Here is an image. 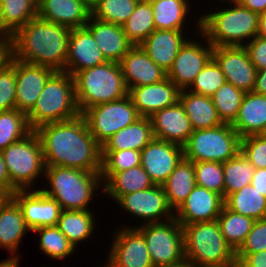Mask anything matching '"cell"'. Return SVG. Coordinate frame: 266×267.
<instances>
[{
    "label": "cell",
    "mask_w": 266,
    "mask_h": 267,
    "mask_svg": "<svg viewBox=\"0 0 266 267\" xmlns=\"http://www.w3.org/2000/svg\"><path fill=\"white\" fill-rule=\"evenodd\" d=\"M258 135L261 136L263 139H266V124Z\"/></svg>",
    "instance_id": "63"
},
{
    "label": "cell",
    "mask_w": 266,
    "mask_h": 267,
    "mask_svg": "<svg viewBox=\"0 0 266 267\" xmlns=\"http://www.w3.org/2000/svg\"><path fill=\"white\" fill-rule=\"evenodd\" d=\"M184 32L155 29L140 46L158 66L168 72L178 51L190 38L185 36Z\"/></svg>",
    "instance_id": "26"
},
{
    "label": "cell",
    "mask_w": 266,
    "mask_h": 267,
    "mask_svg": "<svg viewBox=\"0 0 266 267\" xmlns=\"http://www.w3.org/2000/svg\"><path fill=\"white\" fill-rule=\"evenodd\" d=\"M94 215L95 213L90 210H61L56 226L77 248V245L91 238L94 233L96 229Z\"/></svg>",
    "instance_id": "33"
},
{
    "label": "cell",
    "mask_w": 266,
    "mask_h": 267,
    "mask_svg": "<svg viewBox=\"0 0 266 267\" xmlns=\"http://www.w3.org/2000/svg\"><path fill=\"white\" fill-rule=\"evenodd\" d=\"M31 232L39 234V248L48 258L62 260L76 252L74 245L57 226L39 227Z\"/></svg>",
    "instance_id": "40"
},
{
    "label": "cell",
    "mask_w": 266,
    "mask_h": 267,
    "mask_svg": "<svg viewBox=\"0 0 266 267\" xmlns=\"http://www.w3.org/2000/svg\"><path fill=\"white\" fill-rule=\"evenodd\" d=\"M100 174L104 192L101 194L116 202L123 195L143 191L155 185L141 165L121 172Z\"/></svg>",
    "instance_id": "28"
},
{
    "label": "cell",
    "mask_w": 266,
    "mask_h": 267,
    "mask_svg": "<svg viewBox=\"0 0 266 267\" xmlns=\"http://www.w3.org/2000/svg\"><path fill=\"white\" fill-rule=\"evenodd\" d=\"M257 36L266 39V12L260 14L258 23V34Z\"/></svg>",
    "instance_id": "58"
},
{
    "label": "cell",
    "mask_w": 266,
    "mask_h": 267,
    "mask_svg": "<svg viewBox=\"0 0 266 267\" xmlns=\"http://www.w3.org/2000/svg\"><path fill=\"white\" fill-rule=\"evenodd\" d=\"M241 138L231 124L194 130L183 145L184 158L192 162L223 163L240 152Z\"/></svg>",
    "instance_id": "9"
},
{
    "label": "cell",
    "mask_w": 266,
    "mask_h": 267,
    "mask_svg": "<svg viewBox=\"0 0 266 267\" xmlns=\"http://www.w3.org/2000/svg\"><path fill=\"white\" fill-rule=\"evenodd\" d=\"M82 115L90 134L101 146L116 132L141 117L129 95L116 101L89 107Z\"/></svg>",
    "instance_id": "11"
},
{
    "label": "cell",
    "mask_w": 266,
    "mask_h": 267,
    "mask_svg": "<svg viewBox=\"0 0 266 267\" xmlns=\"http://www.w3.org/2000/svg\"><path fill=\"white\" fill-rule=\"evenodd\" d=\"M101 0H83L85 5L92 11Z\"/></svg>",
    "instance_id": "62"
},
{
    "label": "cell",
    "mask_w": 266,
    "mask_h": 267,
    "mask_svg": "<svg viewBox=\"0 0 266 267\" xmlns=\"http://www.w3.org/2000/svg\"><path fill=\"white\" fill-rule=\"evenodd\" d=\"M254 171L253 165L241 152L234 158L223 162L224 199L231 193L251 184Z\"/></svg>",
    "instance_id": "38"
},
{
    "label": "cell",
    "mask_w": 266,
    "mask_h": 267,
    "mask_svg": "<svg viewBox=\"0 0 266 267\" xmlns=\"http://www.w3.org/2000/svg\"><path fill=\"white\" fill-rule=\"evenodd\" d=\"M196 32L202 37V42L196 38L187 40L180 48L174 59L172 67L167 72V77L180 89H188L194 82L196 76L212 58L213 45L200 32V18L197 17ZM206 46H205V44Z\"/></svg>",
    "instance_id": "12"
},
{
    "label": "cell",
    "mask_w": 266,
    "mask_h": 267,
    "mask_svg": "<svg viewBox=\"0 0 266 267\" xmlns=\"http://www.w3.org/2000/svg\"><path fill=\"white\" fill-rule=\"evenodd\" d=\"M257 70L266 69V39L255 36L244 46Z\"/></svg>",
    "instance_id": "50"
},
{
    "label": "cell",
    "mask_w": 266,
    "mask_h": 267,
    "mask_svg": "<svg viewBox=\"0 0 266 267\" xmlns=\"http://www.w3.org/2000/svg\"><path fill=\"white\" fill-rule=\"evenodd\" d=\"M190 0H150L153 9L155 29L182 30L188 13L191 12ZM185 24V25H184Z\"/></svg>",
    "instance_id": "34"
},
{
    "label": "cell",
    "mask_w": 266,
    "mask_h": 267,
    "mask_svg": "<svg viewBox=\"0 0 266 267\" xmlns=\"http://www.w3.org/2000/svg\"><path fill=\"white\" fill-rule=\"evenodd\" d=\"M85 27L91 32L107 61L119 63L133 47L122 25L100 21L90 16Z\"/></svg>",
    "instance_id": "25"
},
{
    "label": "cell",
    "mask_w": 266,
    "mask_h": 267,
    "mask_svg": "<svg viewBox=\"0 0 266 267\" xmlns=\"http://www.w3.org/2000/svg\"><path fill=\"white\" fill-rule=\"evenodd\" d=\"M239 3L259 15L266 12V0H239Z\"/></svg>",
    "instance_id": "55"
},
{
    "label": "cell",
    "mask_w": 266,
    "mask_h": 267,
    "mask_svg": "<svg viewBox=\"0 0 266 267\" xmlns=\"http://www.w3.org/2000/svg\"><path fill=\"white\" fill-rule=\"evenodd\" d=\"M45 166H62L101 172L102 146L90 134L82 114L66 121L39 126Z\"/></svg>",
    "instance_id": "1"
},
{
    "label": "cell",
    "mask_w": 266,
    "mask_h": 267,
    "mask_svg": "<svg viewBox=\"0 0 266 267\" xmlns=\"http://www.w3.org/2000/svg\"><path fill=\"white\" fill-rule=\"evenodd\" d=\"M122 26L133 46L140 45L155 30L150 0H139L135 10Z\"/></svg>",
    "instance_id": "36"
},
{
    "label": "cell",
    "mask_w": 266,
    "mask_h": 267,
    "mask_svg": "<svg viewBox=\"0 0 266 267\" xmlns=\"http://www.w3.org/2000/svg\"><path fill=\"white\" fill-rule=\"evenodd\" d=\"M266 124V95L253 91L245 94L239 113L231 126L240 138L258 135Z\"/></svg>",
    "instance_id": "29"
},
{
    "label": "cell",
    "mask_w": 266,
    "mask_h": 267,
    "mask_svg": "<svg viewBox=\"0 0 266 267\" xmlns=\"http://www.w3.org/2000/svg\"><path fill=\"white\" fill-rule=\"evenodd\" d=\"M76 104L80 114L87 108L116 101L128 95L119 63L107 61L73 76Z\"/></svg>",
    "instance_id": "5"
},
{
    "label": "cell",
    "mask_w": 266,
    "mask_h": 267,
    "mask_svg": "<svg viewBox=\"0 0 266 267\" xmlns=\"http://www.w3.org/2000/svg\"><path fill=\"white\" fill-rule=\"evenodd\" d=\"M100 173L62 166H45L44 178L48 180L49 187H41L40 190L56 200L62 210H90L88 205L94 201L95 191L101 189L103 193Z\"/></svg>",
    "instance_id": "3"
},
{
    "label": "cell",
    "mask_w": 266,
    "mask_h": 267,
    "mask_svg": "<svg viewBox=\"0 0 266 267\" xmlns=\"http://www.w3.org/2000/svg\"><path fill=\"white\" fill-rule=\"evenodd\" d=\"M123 227L137 228L144 235L154 267L175 265L185 260L183 228L175 218L162 223Z\"/></svg>",
    "instance_id": "10"
},
{
    "label": "cell",
    "mask_w": 266,
    "mask_h": 267,
    "mask_svg": "<svg viewBox=\"0 0 266 267\" xmlns=\"http://www.w3.org/2000/svg\"><path fill=\"white\" fill-rule=\"evenodd\" d=\"M221 1H224V0H221ZM226 1V2H225ZM224 2H222V3H230V2H239V0H225Z\"/></svg>",
    "instance_id": "65"
},
{
    "label": "cell",
    "mask_w": 266,
    "mask_h": 267,
    "mask_svg": "<svg viewBox=\"0 0 266 267\" xmlns=\"http://www.w3.org/2000/svg\"><path fill=\"white\" fill-rule=\"evenodd\" d=\"M91 10L83 0H40L37 3V17L71 29L85 27Z\"/></svg>",
    "instance_id": "24"
},
{
    "label": "cell",
    "mask_w": 266,
    "mask_h": 267,
    "mask_svg": "<svg viewBox=\"0 0 266 267\" xmlns=\"http://www.w3.org/2000/svg\"><path fill=\"white\" fill-rule=\"evenodd\" d=\"M141 151L127 149L102 151L101 173H116L140 166Z\"/></svg>",
    "instance_id": "46"
},
{
    "label": "cell",
    "mask_w": 266,
    "mask_h": 267,
    "mask_svg": "<svg viewBox=\"0 0 266 267\" xmlns=\"http://www.w3.org/2000/svg\"><path fill=\"white\" fill-rule=\"evenodd\" d=\"M112 236L107 267H154L144 235L132 227H120Z\"/></svg>",
    "instance_id": "14"
},
{
    "label": "cell",
    "mask_w": 266,
    "mask_h": 267,
    "mask_svg": "<svg viewBox=\"0 0 266 267\" xmlns=\"http://www.w3.org/2000/svg\"><path fill=\"white\" fill-rule=\"evenodd\" d=\"M0 8L3 25L12 35L37 17L35 0H0Z\"/></svg>",
    "instance_id": "39"
},
{
    "label": "cell",
    "mask_w": 266,
    "mask_h": 267,
    "mask_svg": "<svg viewBox=\"0 0 266 267\" xmlns=\"http://www.w3.org/2000/svg\"><path fill=\"white\" fill-rule=\"evenodd\" d=\"M79 114L73 77L67 72L56 71L46 82L27 119L30 128L36 130L44 124L66 121Z\"/></svg>",
    "instance_id": "6"
},
{
    "label": "cell",
    "mask_w": 266,
    "mask_h": 267,
    "mask_svg": "<svg viewBox=\"0 0 266 267\" xmlns=\"http://www.w3.org/2000/svg\"><path fill=\"white\" fill-rule=\"evenodd\" d=\"M224 206V198L213 191L196 185L181 206L174 212V218L183 226L191 223L217 220Z\"/></svg>",
    "instance_id": "19"
},
{
    "label": "cell",
    "mask_w": 266,
    "mask_h": 267,
    "mask_svg": "<svg viewBox=\"0 0 266 267\" xmlns=\"http://www.w3.org/2000/svg\"><path fill=\"white\" fill-rule=\"evenodd\" d=\"M20 256H9L0 261V267H20Z\"/></svg>",
    "instance_id": "57"
},
{
    "label": "cell",
    "mask_w": 266,
    "mask_h": 267,
    "mask_svg": "<svg viewBox=\"0 0 266 267\" xmlns=\"http://www.w3.org/2000/svg\"><path fill=\"white\" fill-rule=\"evenodd\" d=\"M16 59L0 71V112L16 106Z\"/></svg>",
    "instance_id": "47"
},
{
    "label": "cell",
    "mask_w": 266,
    "mask_h": 267,
    "mask_svg": "<svg viewBox=\"0 0 266 267\" xmlns=\"http://www.w3.org/2000/svg\"><path fill=\"white\" fill-rule=\"evenodd\" d=\"M251 185L266 197V168L255 169Z\"/></svg>",
    "instance_id": "54"
},
{
    "label": "cell",
    "mask_w": 266,
    "mask_h": 267,
    "mask_svg": "<svg viewBox=\"0 0 266 267\" xmlns=\"http://www.w3.org/2000/svg\"><path fill=\"white\" fill-rule=\"evenodd\" d=\"M199 16L200 32L216 46H245L258 34L259 14L239 2ZM233 6V7H232ZM220 9V10H219ZM245 40V41H244Z\"/></svg>",
    "instance_id": "4"
},
{
    "label": "cell",
    "mask_w": 266,
    "mask_h": 267,
    "mask_svg": "<svg viewBox=\"0 0 266 267\" xmlns=\"http://www.w3.org/2000/svg\"><path fill=\"white\" fill-rule=\"evenodd\" d=\"M217 221L221 233L235 252L244 243L255 222L253 218L235 213L225 206H223Z\"/></svg>",
    "instance_id": "37"
},
{
    "label": "cell",
    "mask_w": 266,
    "mask_h": 267,
    "mask_svg": "<svg viewBox=\"0 0 266 267\" xmlns=\"http://www.w3.org/2000/svg\"><path fill=\"white\" fill-rule=\"evenodd\" d=\"M253 92L266 95V69L257 70Z\"/></svg>",
    "instance_id": "56"
},
{
    "label": "cell",
    "mask_w": 266,
    "mask_h": 267,
    "mask_svg": "<svg viewBox=\"0 0 266 267\" xmlns=\"http://www.w3.org/2000/svg\"><path fill=\"white\" fill-rule=\"evenodd\" d=\"M260 251H266V218L255 220L244 243L236 251V259L239 261L247 253Z\"/></svg>",
    "instance_id": "49"
},
{
    "label": "cell",
    "mask_w": 266,
    "mask_h": 267,
    "mask_svg": "<svg viewBox=\"0 0 266 267\" xmlns=\"http://www.w3.org/2000/svg\"><path fill=\"white\" fill-rule=\"evenodd\" d=\"M11 184L17 190H33L45 173L42 145L35 130L1 151Z\"/></svg>",
    "instance_id": "8"
},
{
    "label": "cell",
    "mask_w": 266,
    "mask_h": 267,
    "mask_svg": "<svg viewBox=\"0 0 266 267\" xmlns=\"http://www.w3.org/2000/svg\"><path fill=\"white\" fill-rule=\"evenodd\" d=\"M0 191L6 196L11 197L17 189L11 184L10 177L0 151Z\"/></svg>",
    "instance_id": "51"
},
{
    "label": "cell",
    "mask_w": 266,
    "mask_h": 267,
    "mask_svg": "<svg viewBox=\"0 0 266 267\" xmlns=\"http://www.w3.org/2000/svg\"><path fill=\"white\" fill-rule=\"evenodd\" d=\"M154 138L183 146L194 131L180 101L150 116Z\"/></svg>",
    "instance_id": "23"
},
{
    "label": "cell",
    "mask_w": 266,
    "mask_h": 267,
    "mask_svg": "<svg viewBox=\"0 0 266 267\" xmlns=\"http://www.w3.org/2000/svg\"><path fill=\"white\" fill-rule=\"evenodd\" d=\"M224 206L254 220L266 218V197L251 184L228 195L224 199Z\"/></svg>",
    "instance_id": "35"
},
{
    "label": "cell",
    "mask_w": 266,
    "mask_h": 267,
    "mask_svg": "<svg viewBox=\"0 0 266 267\" xmlns=\"http://www.w3.org/2000/svg\"><path fill=\"white\" fill-rule=\"evenodd\" d=\"M11 197L20 206L26 225L31 231L57 225L62 210L60 204L40 189L17 190Z\"/></svg>",
    "instance_id": "17"
},
{
    "label": "cell",
    "mask_w": 266,
    "mask_h": 267,
    "mask_svg": "<svg viewBox=\"0 0 266 267\" xmlns=\"http://www.w3.org/2000/svg\"><path fill=\"white\" fill-rule=\"evenodd\" d=\"M240 152L255 169L266 168V139L259 135L241 138Z\"/></svg>",
    "instance_id": "48"
},
{
    "label": "cell",
    "mask_w": 266,
    "mask_h": 267,
    "mask_svg": "<svg viewBox=\"0 0 266 267\" xmlns=\"http://www.w3.org/2000/svg\"><path fill=\"white\" fill-rule=\"evenodd\" d=\"M13 59V40L10 38H0V71L6 68Z\"/></svg>",
    "instance_id": "52"
},
{
    "label": "cell",
    "mask_w": 266,
    "mask_h": 267,
    "mask_svg": "<svg viewBox=\"0 0 266 267\" xmlns=\"http://www.w3.org/2000/svg\"><path fill=\"white\" fill-rule=\"evenodd\" d=\"M30 231L18 203L12 197H7L0 204V247L11 256H19L16 252L24 235Z\"/></svg>",
    "instance_id": "27"
},
{
    "label": "cell",
    "mask_w": 266,
    "mask_h": 267,
    "mask_svg": "<svg viewBox=\"0 0 266 267\" xmlns=\"http://www.w3.org/2000/svg\"><path fill=\"white\" fill-rule=\"evenodd\" d=\"M162 186L167 203L175 212L196 186L194 162L183 158Z\"/></svg>",
    "instance_id": "32"
},
{
    "label": "cell",
    "mask_w": 266,
    "mask_h": 267,
    "mask_svg": "<svg viewBox=\"0 0 266 267\" xmlns=\"http://www.w3.org/2000/svg\"><path fill=\"white\" fill-rule=\"evenodd\" d=\"M7 197L0 191V204L6 199Z\"/></svg>",
    "instance_id": "64"
},
{
    "label": "cell",
    "mask_w": 266,
    "mask_h": 267,
    "mask_svg": "<svg viewBox=\"0 0 266 267\" xmlns=\"http://www.w3.org/2000/svg\"><path fill=\"white\" fill-rule=\"evenodd\" d=\"M245 92L225 82L212 95L214 107L223 123L232 124L239 113Z\"/></svg>",
    "instance_id": "42"
},
{
    "label": "cell",
    "mask_w": 266,
    "mask_h": 267,
    "mask_svg": "<svg viewBox=\"0 0 266 267\" xmlns=\"http://www.w3.org/2000/svg\"><path fill=\"white\" fill-rule=\"evenodd\" d=\"M225 82L222 70L216 61L211 58L187 90L199 95L212 97Z\"/></svg>",
    "instance_id": "44"
},
{
    "label": "cell",
    "mask_w": 266,
    "mask_h": 267,
    "mask_svg": "<svg viewBox=\"0 0 266 267\" xmlns=\"http://www.w3.org/2000/svg\"><path fill=\"white\" fill-rule=\"evenodd\" d=\"M200 267H241V265H240V262L236 259L226 264L204 265Z\"/></svg>",
    "instance_id": "59"
},
{
    "label": "cell",
    "mask_w": 266,
    "mask_h": 267,
    "mask_svg": "<svg viewBox=\"0 0 266 267\" xmlns=\"http://www.w3.org/2000/svg\"><path fill=\"white\" fill-rule=\"evenodd\" d=\"M139 0H101L91 11L100 21L123 25L135 10Z\"/></svg>",
    "instance_id": "43"
},
{
    "label": "cell",
    "mask_w": 266,
    "mask_h": 267,
    "mask_svg": "<svg viewBox=\"0 0 266 267\" xmlns=\"http://www.w3.org/2000/svg\"><path fill=\"white\" fill-rule=\"evenodd\" d=\"M107 62L86 27L74 28L70 32L64 72L72 77L87 68Z\"/></svg>",
    "instance_id": "20"
},
{
    "label": "cell",
    "mask_w": 266,
    "mask_h": 267,
    "mask_svg": "<svg viewBox=\"0 0 266 267\" xmlns=\"http://www.w3.org/2000/svg\"><path fill=\"white\" fill-rule=\"evenodd\" d=\"M212 58L222 70L226 82L245 93L253 91L257 69L244 46H216Z\"/></svg>",
    "instance_id": "15"
},
{
    "label": "cell",
    "mask_w": 266,
    "mask_h": 267,
    "mask_svg": "<svg viewBox=\"0 0 266 267\" xmlns=\"http://www.w3.org/2000/svg\"><path fill=\"white\" fill-rule=\"evenodd\" d=\"M71 28L35 17L13 35V58L64 71Z\"/></svg>",
    "instance_id": "2"
},
{
    "label": "cell",
    "mask_w": 266,
    "mask_h": 267,
    "mask_svg": "<svg viewBox=\"0 0 266 267\" xmlns=\"http://www.w3.org/2000/svg\"><path fill=\"white\" fill-rule=\"evenodd\" d=\"M179 101L190 119L193 130L207 129L223 124L211 97L183 89Z\"/></svg>",
    "instance_id": "31"
},
{
    "label": "cell",
    "mask_w": 266,
    "mask_h": 267,
    "mask_svg": "<svg viewBox=\"0 0 266 267\" xmlns=\"http://www.w3.org/2000/svg\"><path fill=\"white\" fill-rule=\"evenodd\" d=\"M239 262L241 267H266V251L247 253Z\"/></svg>",
    "instance_id": "53"
},
{
    "label": "cell",
    "mask_w": 266,
    "mask_h": 267,
    "mask_svg": "<svg viewBox=\"0 0 266 267\" xmlns=\"http://www.w3.org/2000/svg\"><path fill=\"white\" fill-rule=\"evenodd\" d=\"M154 139L150 117H140L131 125L112 135L103 145L102 151L142 149Z\"/></svg>",
    "instance_id": "30"
},
{
    "label": "cell",
    "mask_w": 266,
    "mask_h": 267,
    "mask_svg": "<svg viewBox=\"0 0 266 267\" xmlns=\"http://www.w3.org/2000/svg\"><path fill=\"white\" fill-rule=\"evenodd\" d=\"M56 71L52 68L21 62L16 59V106L28 114L35 106L46 82Z\"/></svg>",
    "instance_id": "18"
},
{
    "label": "cell",
    "mask_w": 266,
    "mask_h": 267,
    "mask_svg": "<svg viewBox=\"0 0 266 267\" xmlns=\"http://www.w3.org/2000/svg\"><path fill=\"white\" fill-rule=\"evenodd\" d=\"M31 131L27 114L16 108L0 112V151L28 135Z\"/></svg>",
    "instance_id": "41"
},
{
    "label": "cell",
    "mask_w": 266,
    "mask_h": 267,
    "mask_svg": "<svg viewBox=\"0 0 266 267\" xmlns=\"http://www.w3.org/2000/svg\"><path fill=\"white\" fill-rule=\"evenodd\" d=\"M12 34L4 27L0 8V38H10Z\"/></svg>",
    "instance_id": "60"
},
{
    "label": "cell",
    "mask_w": 266,
    "mask_h": 267,
    "mask_svg": "<svg viewBox=\"0 0 266 267\" xmlns=\"http://www.w3.org/2000/svg\"><path fill=\"white\" fill-rule=\"evenodd\" d=\"M137 219L142 224L162 223L174 218V212L169 207L163 186L154 185L143 191L123 195L115 204Z\"/></svg>",
    "instance_id": "13"
},
{
    "label": "cell",
    "mask_w": 266,
    "mask_h": 267,
    "mask_svg": "<svg viewBox=\"0 0 266 267\" xmlns=\"http://www.w3.org/2000/svg\"><path fill=\"white\" fill-rule=\"evenodd\" d=\"M157 267H196L192 262L187 261L186 259L175 265H167V266H157Z\"/></svg>",
    "instance_id": "61"
},
{
    "label": "cell",
    "mask_w": 266,
    "mask_h": 267,
    "mask_svg": "<svg viewBox=\"0 0 266 267\" xmlns=\"http://www.w3.org/2000/svg\"><path fill=\"white\" fill-rule=\"evenodd\" d=\"M196 185L216 192L224 198L223 163L202 161L194 162Z\"/></svg>",
    "instance_id": "45"
},
{
    "label": "cell",
    "mask_w": 266,
    "mask_h": 267,
    "mask_svg": "<svg viewBox=\"0 0 266 267\" xmlns=\"http://www.w3.org/2000/svg\"><path fill=\"white\" fill-rule=\"evenodd\" d=\"M181 90L166 79L141 87L130 88L128 95L142 117H150L156 111L172 106L179 101Z\"/></svg>",
    "instance_id": "22"
},
{
    "label": "cell",
    "mask_w": 266,
    "mask_h": 267,
    "mask_svg": "<svg viewBox=\"0 0 266 267\" xmlns=\"http://www.w3.org/2000/svg\"><path fill=\"white\" fill-rule=\"evenodd\" d=\"M128 90L154 84L167 78V72L158 66L140 45L133 46L119 62Z\"/></svg>",
    "instance_id": "21"
},
{
    "label": "cell",
    "mask_w": 266,
    "mask_h": 267,
    "mask_svg": "<svg viewBox=\"0 0 266 267\" xmlns=\"http://www.w3.org/2000/svg\"><path fill=\"white\" fill-rule=\"evenodd\" d=\"M183 158V146L154 138L142 149L140 165L155 185L162 186Z\"/></svg>",
    "instance_id": "16"
},
{
    "label": "cell",
    "mask_w": 266,
    "mask_h": 267,
    "mask_svg": "<svg viewBox=\"0 0 266 267\" xmlns=\"http://www.w3.org/2000/svg\"><path fill=\"white\" fill-rule=\"evenodd\" d=\"M184 254L196 267L226 264L236 260L217 220L183 225Z\"/></svg>",
    "instance_id": "7"
}]
</instances>
